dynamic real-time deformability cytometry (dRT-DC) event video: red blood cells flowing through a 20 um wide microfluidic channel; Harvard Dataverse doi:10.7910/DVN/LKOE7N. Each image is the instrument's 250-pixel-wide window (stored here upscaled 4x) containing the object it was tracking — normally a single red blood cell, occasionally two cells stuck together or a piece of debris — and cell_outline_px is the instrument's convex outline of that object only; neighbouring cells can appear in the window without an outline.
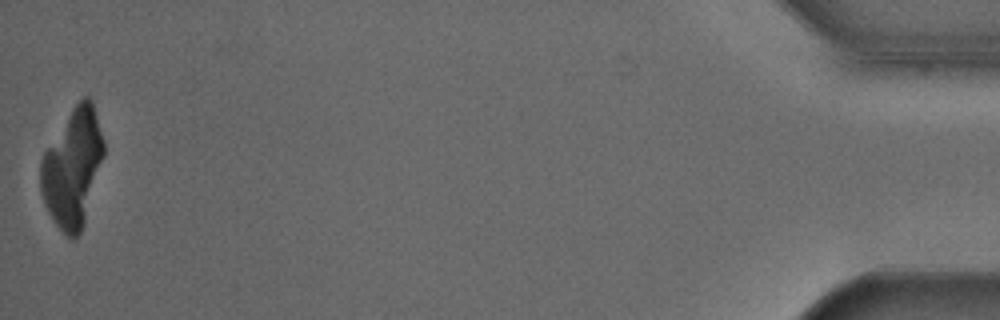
{"species": "Egyptian fruit bat (a non-hibernating species)", "species_latin": "Rousettus aegyptiacus", "temperature_condition": "cold", "stored_images_in_passage": 53, "camera_frame_rate_fps": 3000, "um_per_image_px": 0.085, "animal": {"sex": "male"}, "frame": {"image": 1, "passage_image": 53, "time_ms": 17.333, "image_size_px": [1000, 320], "cell_outline_px": [[104, 156], [84, 224], [80, 232], [72, 240], [52, 220], [44, 204], [40, 192], [40, 160], [44, 152], [72, 108], [84, 96], [88, 96], [92, 100], [104, 140]], "centroid_in_image_um": [6.17, 14.27], "position_along_channel_um": 429.0, "area_um2": 43.23}}